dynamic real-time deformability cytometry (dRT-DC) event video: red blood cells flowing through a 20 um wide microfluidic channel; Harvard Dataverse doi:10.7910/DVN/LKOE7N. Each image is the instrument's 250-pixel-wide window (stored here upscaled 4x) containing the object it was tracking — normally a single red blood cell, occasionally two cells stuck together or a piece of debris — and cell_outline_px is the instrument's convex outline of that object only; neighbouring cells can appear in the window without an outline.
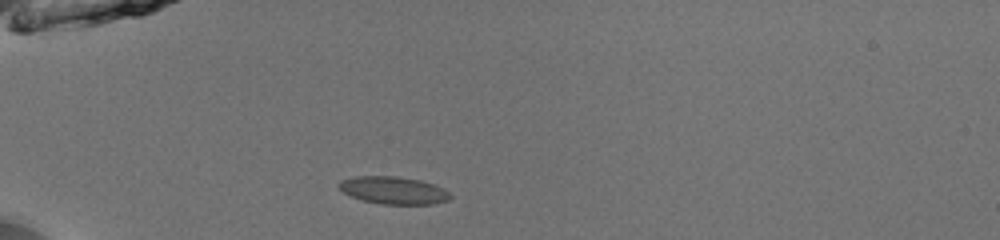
{"species": "common noctule bat (a hibernating species)", "species_latin": "Nyctalus noctula", "temperature_condition": "room temperature", "stored_images_in_passage": 36, "camera_frame_rate_fps": 3000, "um_per_image_px": 0.085, "animal": {"sex": "male", "body_mass_g": 13.0, "forearm_length_mm": 53.1}, "frame": {"image": 1, "passage_image": 1, "time_ms": 0.0, "image_size_px": [1000, 240], "cell_outline_px": [[452, 196], [448, 200], [432, 204], [380, 204], [364, 200], [352, 196], [344, 192], [336, 184], [340, 180], [352, 176], [396, 176], [420, 180], [444, 188]], "centroid_in_image_um": [33.43, 16.17], "position_along_channel_um": 51.6, "area_um2": 17.8}}
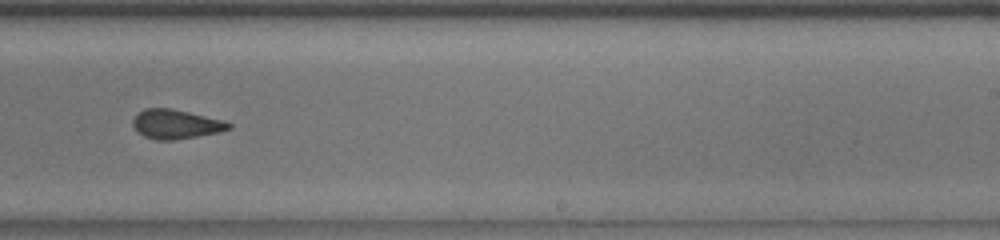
{"frame": {"image": 2, "passage_image": 19, "time_ms": 6.0, "image_size_px": [1000, 240], "cell_outline_px": [[232, 128], [216, 132], [196, 136], [172, 140], [156, 140], [144, 136], [136, 132], [132, 124], [132, 120], [136, 112], [144, 108], [172, 108], [224, 120], [232, 124]], "centroid_in_image_um": [14.89, 10.54], "position_along_channel_um": 274.1, "area_um2": 16.47}}
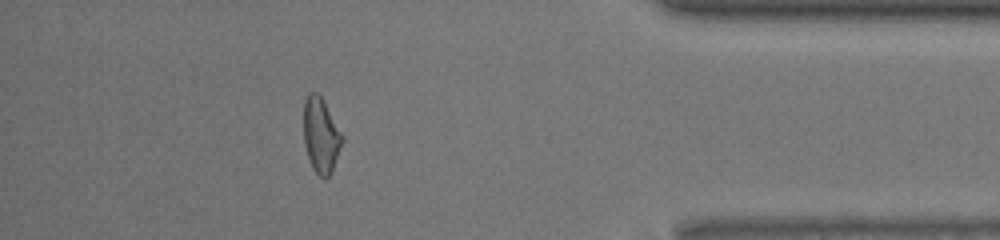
{"frame": {"image": 3, "passage_image": 31, "time_ms": 10.0, "image_size_px": [1000, 240], "cell_outline_px": [[344, 140], [332, 168], [328, 176], [324, 180], [312, 168], [304, 144], [304, 100], [308, 92], [316, 92], [320, 96], [344, 136]], "centroid_in_image_um": [27.27, 11.49], "position_along_channel_um": 407.9, "area_um2": 16.65}, "authors_computed_cell_mechanics": {"area_um2": 16.6175, "velocity_mm_per_s": 4.0497, "shape_relaxation_time_tau1_ms": 7.0079, "shape_relaxation_time_tau2_ms": 2.1727, "deformation_change_tau1": 0.169, "deformation_change_tau2": 0.0978}}